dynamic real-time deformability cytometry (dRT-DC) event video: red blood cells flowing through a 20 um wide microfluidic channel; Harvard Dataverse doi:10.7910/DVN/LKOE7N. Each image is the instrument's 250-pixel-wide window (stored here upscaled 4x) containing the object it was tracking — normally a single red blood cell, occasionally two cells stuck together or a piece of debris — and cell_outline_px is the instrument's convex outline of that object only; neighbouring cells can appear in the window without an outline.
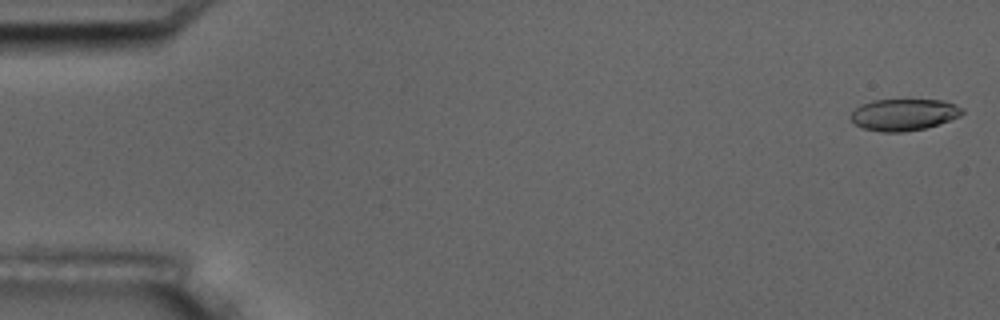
{"species": "common noctule bat (a hibernating species)", "species_latin": "Nyctalus noctula", "temperature_condition": "room temperature", "stored_images_in_passage": 6, "camera_frame_rate_fps": 3000, "um_per_image_px": 0.085, "animal": {"sex": "male", "body_mass_g": 17.5, "forearm_length_mm": 52.3}, "frame": {"image": 1, "passage_image": 1, "time_ms": 0.0, "image_size_px": [1000, 320], "cell_outline_px": [[964, 112], [960, 116], [940, 124], [924, 128], [904, 132], [880, 132], [864, 128], [856, 124], [848, 116], [860, 104], [872, 100], [944, 100], [956, 104], [964, 108]], "centroid_in_image_um": [76.84, 9.74], "position_along_channel_um": 8.2, "area_um2": 20.75}}
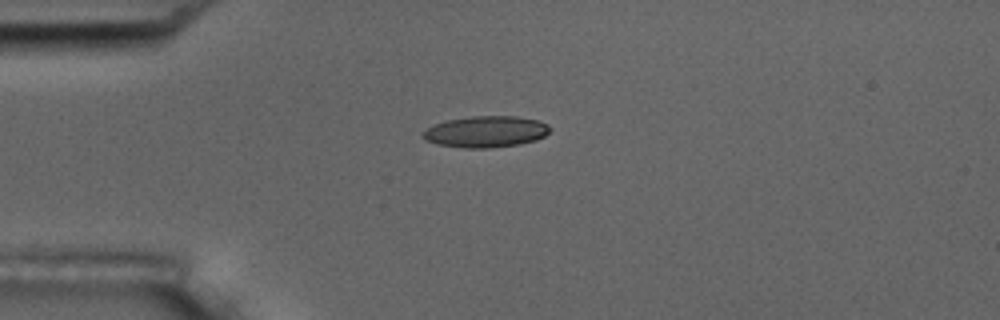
{"frame": {"image": 2, "passage_image": 4, "time_ms": 4.333, "image_size_px": [1000, 320], "cell_outline_px": [[552, 128], [544, 136], [536, 140], [520, 144], [488, 148], [464, 148], [436, 144], [424, 140], [420, 136], [420, 132], [436, 124], [448, 120], [472, 116], [516, 116], [540, 120], [548, 124]], "centroid_in_image_um": [41.29, 11.19], "position_along_channel_um": 43.7, "area_um2": 23.41}}